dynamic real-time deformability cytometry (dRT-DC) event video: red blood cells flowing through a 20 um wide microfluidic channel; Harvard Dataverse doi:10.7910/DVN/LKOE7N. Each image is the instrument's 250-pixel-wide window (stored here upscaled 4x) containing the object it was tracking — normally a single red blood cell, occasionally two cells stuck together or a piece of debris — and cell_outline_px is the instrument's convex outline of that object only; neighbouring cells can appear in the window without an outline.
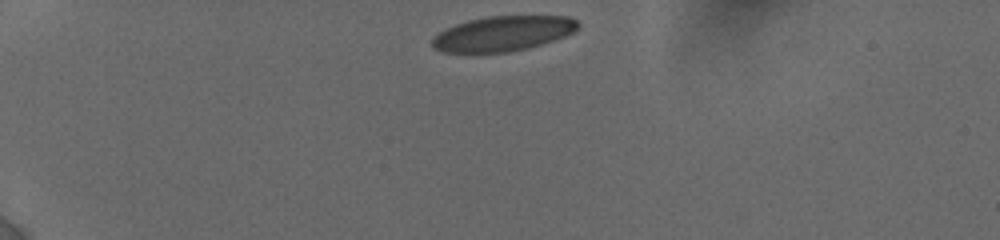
{"species": "human", "species_latin": "Homo sapiens", "temperature_condition": "cold", "stored_images_in_passage": 14, "camera_frame_rate_fps": 3000, "um_per_image_px": 0.085, "donor": {"sex": "female"}, "frame": {"image": 1, "passage_image": 1, "time_ms": 0.0, "image_size_px": [1000, 240], "cell_outline_px": [[580, 28], [564, 36], [528, 48], [508, 52], [444, 52], [432, 48], [432, 36], [456, 24], [468, 20], [488, 16], [568, 16], [576, 20], [580, 24]], "centroid_in_image_um": [42.74, 2.85], "position_along_channel_um": 42.3, "area_um2": 29.59}}
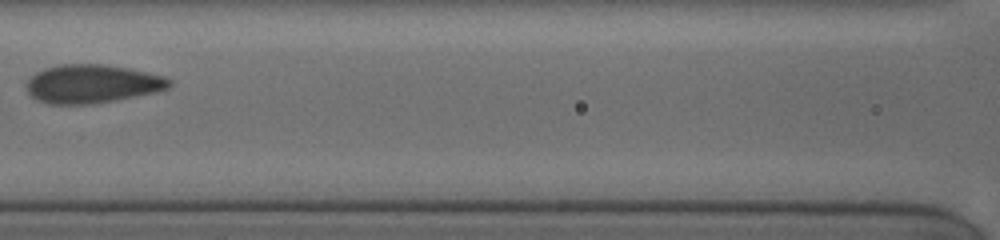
{"frame": {"image": 2, "passage_image": 10, "time_ms": 4.667, "image_size_px": [1000, 240], "cell_outline_px": [[172, 84], [168, 88], [156, 92], [116, 100], [92, 104], [48, 104], [36, 100], [28, 92], [28, 80], [36, 72], [44, 68], [60, 64], [104, 64], [128, 68], [164, 76], [172, 80]], "centroid_in_image_um": [7.84, 7.13], "position_along_channel_um": 158.8, "area_um2": 32.08}}
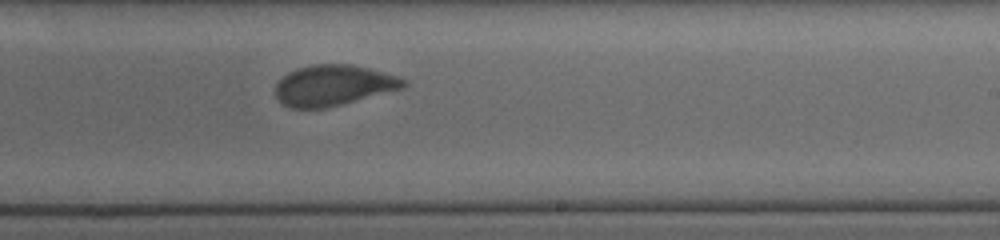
{"frame": {"image": 3, "passage_image": 14, "time_ms": 7.333, "image_size_px": [1000, 240], "cell_outline_px": [[408, 84], [404, 88], [324, 108], [292, 108], [284, 104], [276, 96], [276, 84], [288, 72], [296, 68], [312, 64], [352, 64], [368, 68], [396, 76], [408, 80]], "centroid_in_image_um": [28.35, 7.24], "position_along_channel_um": 260.7, "area_um2": 30.11}}